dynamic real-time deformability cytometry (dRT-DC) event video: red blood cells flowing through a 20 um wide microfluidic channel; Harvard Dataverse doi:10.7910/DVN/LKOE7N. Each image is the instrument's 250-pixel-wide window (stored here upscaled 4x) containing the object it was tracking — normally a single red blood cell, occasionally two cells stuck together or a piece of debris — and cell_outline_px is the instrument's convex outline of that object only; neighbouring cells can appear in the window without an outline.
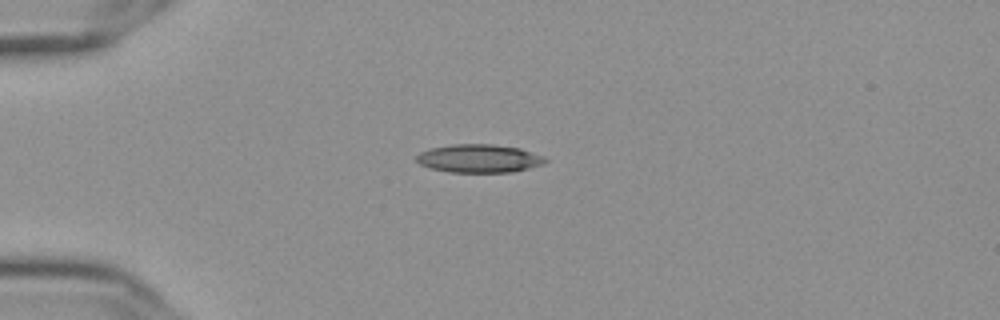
{"species": "Egyptian fruit bat (a non-hibernating species)", "species_latin": "Rousettus aegyptiacus", "temperature_condition": "cold", "stored_images_in_passage": 9, "camera_frame_rate_fps": 3000, "um_per_image_px": 0.085, "frame": {"image": 1, "passage_image": 1, "time_ms": 0.0, "image_size_px": [1000, 320], "cell_outline_px": [[548, 160], [544, 164], [512, 172], [448, 172], [428, 168], [420, 164], [416, 160], [416, 156], [420, 152], [432, 148], [452, 144], [492, 144], [520, 148], [544, 156]], "centroid_in_image_um": [40.72, 13.47], "position_along_channel_um": 44.3, "area_um2": 21.27}}
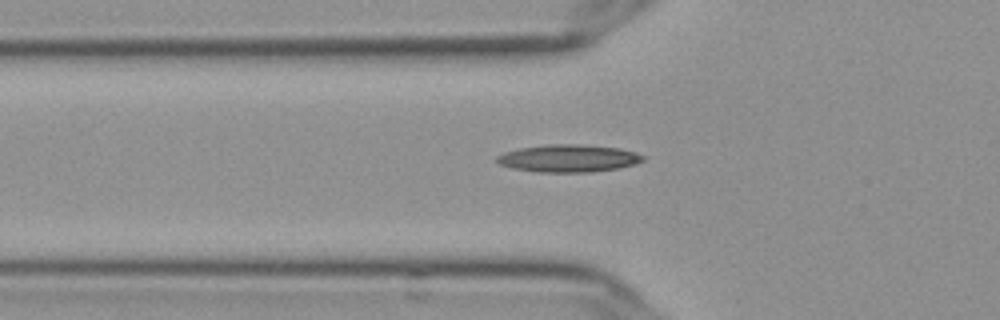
{"frame": {"image": 2, "passage_image": 6, "time_ms": 1.667, "image_size_px": [1000, 320], "cell_outline_px": [[644, 160], [636, 164], [620, 168], [592, 172], [540, 172], [516, 168], [500, 164], [496, 160], [496, 156], [504, 152], [520, 148], [548, 144], [580, 144], [620, 148], [636, 152], [644, 156]], "centroid_in_image_um": [48.37, 13.45], "position_along_channel_um": 77.4, "area_um2": 23.41}}
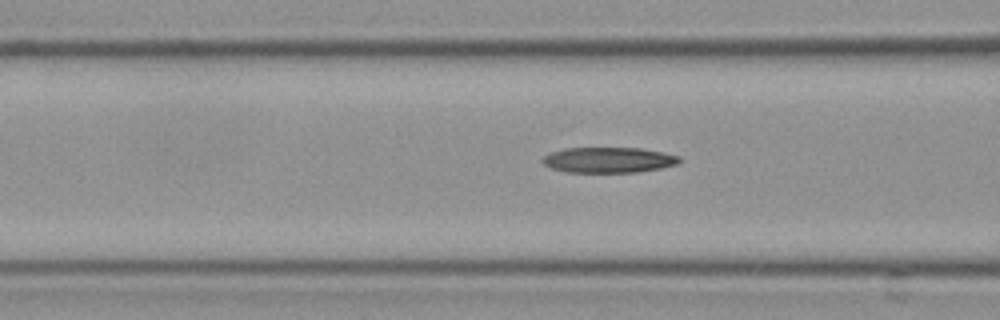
{"frame": {"image": 3, "passage_image": 9, "time_ms": 2.667, "image_size_px": [1000, 320], "cell_outline_px": [[680, 160], [676, 164], [660, 168], [636, 172], [568, 172], [552, 168], [544, 164], [544, 156], [552, 152], [564, 148], [640, 148], [664, 152], [680, 156]], "centroid_in_image_um": [51.75, 13.59], "position_along_channel_um": 114.8, "area_um2": 20.11}}